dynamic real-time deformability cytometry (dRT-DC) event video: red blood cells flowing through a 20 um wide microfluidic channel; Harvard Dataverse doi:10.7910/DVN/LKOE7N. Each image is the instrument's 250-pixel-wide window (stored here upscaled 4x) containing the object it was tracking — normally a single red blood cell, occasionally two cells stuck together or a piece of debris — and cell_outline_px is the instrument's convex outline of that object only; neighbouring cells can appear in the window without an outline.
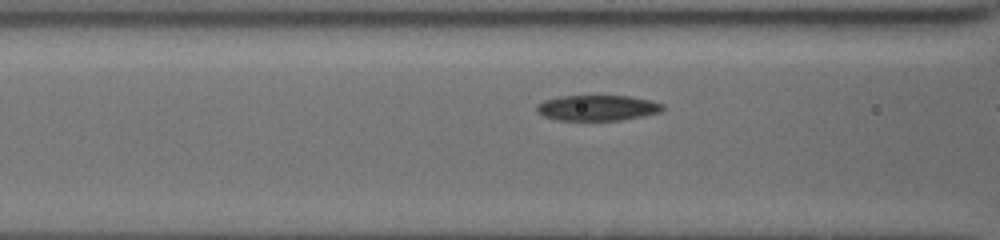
{"species": "common noctule bat (a hibernating species)", "species_latin": "Nyctalus noctula", "temperature_condition": "cold", "stored_images_in_passage": 8, "camera_frame_rate_fps": 3000, "um_per_image_px": 0.085, "animal": {"sex": "female", "body_mass_g": 19.5, "forearm_length_mm": 54.1}, "frame": {"image": 1, "passage_image": 5, "time_ms": 1.0, "image_size_px": [1000, 240], "cell_outline_px": [[664, 108], [660, 112], [620, 120], [556, 120], [544, 116], [536, 108], [536, 104], [544, 100], [560, 96], [632, 96], [664, 104]], "centroid_in_image_um": [50.76, 9.16], "position_along_channel_um": 115.8, "area_um2": 18.61}}